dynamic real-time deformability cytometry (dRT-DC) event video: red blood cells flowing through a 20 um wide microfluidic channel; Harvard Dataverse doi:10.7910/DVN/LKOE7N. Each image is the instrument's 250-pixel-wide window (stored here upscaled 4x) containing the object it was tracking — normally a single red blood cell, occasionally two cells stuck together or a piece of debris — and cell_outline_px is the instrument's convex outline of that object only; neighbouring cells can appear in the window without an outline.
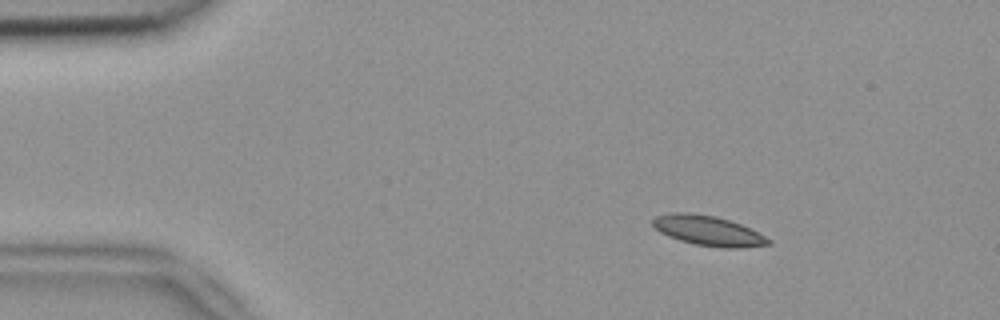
{"species": "common noctule bat (a hibernating species)", "species_latin": "Nyctalus noctula", "temperature_condition": "room temperature", "stored_images_in_passage": 4, "camera_frame_rate_fps": 3000, "um_per_image_px": 0.085, "animal": {"sex": "female", "body_mass_g": 18.4}, "frame": {"image": 1, "passage_image": 2, "time_ms": 0.333, "image_size_px": [1000, 320], "cell_outline_px": [[772, 244], [740, 248], [720, 248], [696, 244], [680, 240], [668, 236], [660, 232], [652, 224], [652, 220], [656, 216], [672, 212], [688, 212], [716, 216], [740, 224], [772, 240]], "centroid_in_image_um": [60.18, 19.61], "position_along_channel_um": 24.8, "area_um2": 20.06}}